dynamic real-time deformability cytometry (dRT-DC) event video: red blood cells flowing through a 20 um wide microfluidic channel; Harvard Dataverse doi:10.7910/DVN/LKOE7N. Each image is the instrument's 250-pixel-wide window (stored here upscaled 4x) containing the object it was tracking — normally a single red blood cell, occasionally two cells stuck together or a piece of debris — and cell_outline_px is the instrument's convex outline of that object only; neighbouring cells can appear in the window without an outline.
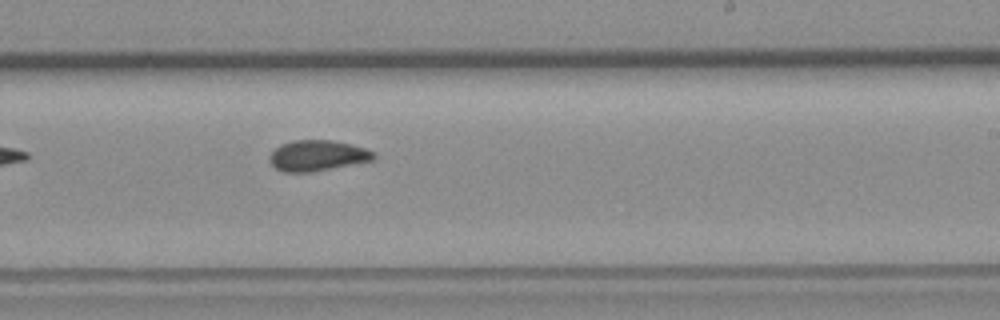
{"species": "common noctule bat (a hibernating species)", "species_latin": "Nyctalus noctula", "temperature_condition": "room temperature", "stored_images_in_passage": 8, "camera_frame_rate_fps": 3000, "um_per_image_px": 0.085, "animal": {"sex": "female", "body_mass_g": 19.3, "forearm_length_mm": 54.1}, "frame": {"image": 1, "passage_image": 8, "time_ms": 8.333, "image_size_px": [1000, 320], "cell_outline_px": [[376, 156], [372, 160], [312, 172], [284, 172], [276, 168], [268, 160], [268, 156], [276, 148], [292, 140], [332, 140], [352, 144], [376, 152]], "centroid_in_image_um": [26.98, 13.22], "position_along_channel_um": 262.0, "area_um2": 18.55}}